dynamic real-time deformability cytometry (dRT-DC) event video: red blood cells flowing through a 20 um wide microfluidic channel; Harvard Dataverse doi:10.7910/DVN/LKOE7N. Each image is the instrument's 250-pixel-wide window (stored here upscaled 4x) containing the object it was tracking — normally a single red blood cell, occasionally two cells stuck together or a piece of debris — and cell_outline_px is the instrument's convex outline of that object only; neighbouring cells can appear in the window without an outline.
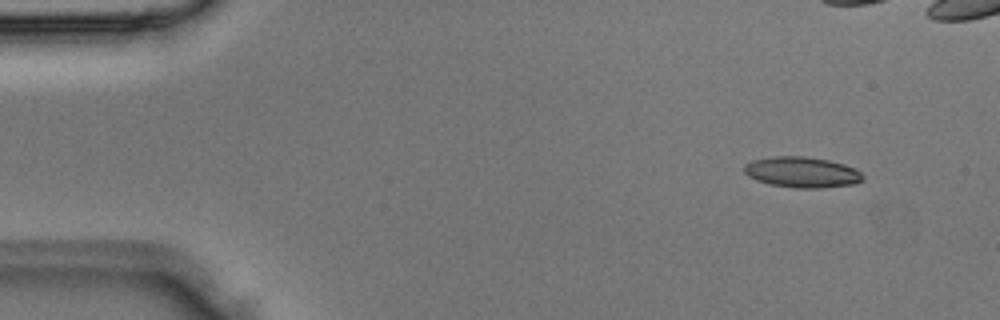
{"species": "Egyptian fruit bat (a non-hibernating species)", "species_latin": "Rousettus aegyptiacus", "temperature_condition": "room temperature", "stored_images_in_passage": 5, "camera_frame_rate_fps": 3000, "um_per_image_px": 0.085, "animal": {"sex": "male"}, "frame": {"image": 1, "passage_image": 1, "time_ms": 0.0, "image_size_px": [1000, 320], "cell_outline_px": [[864, 180], [852, 184], [820, 188], [796, 188], [772, 184], [756, 180], [748, 176], [744, 172], [744, 164], [752, 160], [772, 156], [804, 156], [828, 160], [844, 164], [856, 168], [864, 176]], "centroid_in_image_um": [68.17, 14.63], "position_along_channel_um": 16.8, "area_um2": 21.27}}